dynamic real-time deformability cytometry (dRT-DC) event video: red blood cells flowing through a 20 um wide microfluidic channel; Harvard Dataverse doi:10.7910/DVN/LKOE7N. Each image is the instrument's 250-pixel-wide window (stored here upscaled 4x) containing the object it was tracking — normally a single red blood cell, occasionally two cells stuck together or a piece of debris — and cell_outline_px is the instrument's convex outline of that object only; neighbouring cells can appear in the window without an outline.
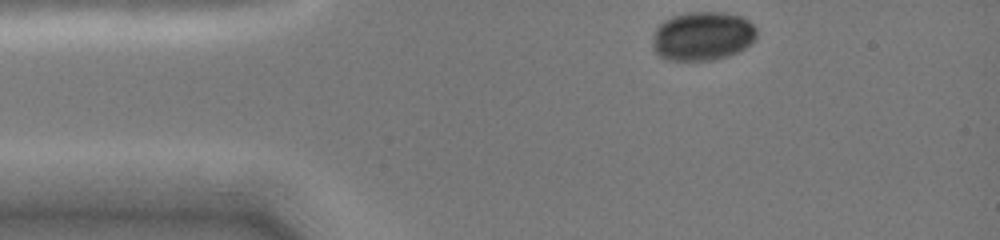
{"species": "common noctule bat (a hibernating species)", "species_latin": "Nyctalus noctula", "temperature_condition": "cold", "stored_images_in_passage": 3, "camera_frame_rate_fps": 3000, "um_per_image_px": 0.085, "animal": {"sex": "female", "body_mass_g": 19.0, "forearm_length_mm": 51.5}, "frame": {"image": 1, "passage_image": 1, "time_ms": 0.0, "image_size_px": [1000, 240], "cell_outline_px": [[756, 36], [744, 48], [728, 56], [716, 60], [668, 60], [660, 56], [656, 52], [652, 44], [652, 40], [656, 28], [664, 20], [672, 16], [688, 12], [724, 12], [744, 16], [756, 28]], "centroid_in_image_um": [59.71, 3.05], "position_along_channel_um": 25.3, "area_um2": 29.71}}
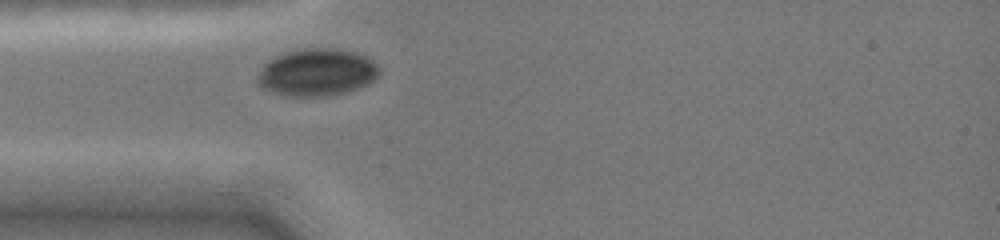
{"frame": {"image": 2, "passage_image": 3, "time_ms": 2.0, "image_size_px": [1000, 240], "cell_outline_px": [[380, 72], [368, 84], [360, 88], [348, 92], [328, 96], [288, 96], [272, 92], [260, 88], [256, 84], [256, 76], [264, 64], [272, 56], [304, 48], [340, 48], [356, 52], [368, 56], [380, 68]], "centroid_in_image_um": [26.92, 6.15], "position_along_channel_um": 58.1, "area_um2": 34.16}}